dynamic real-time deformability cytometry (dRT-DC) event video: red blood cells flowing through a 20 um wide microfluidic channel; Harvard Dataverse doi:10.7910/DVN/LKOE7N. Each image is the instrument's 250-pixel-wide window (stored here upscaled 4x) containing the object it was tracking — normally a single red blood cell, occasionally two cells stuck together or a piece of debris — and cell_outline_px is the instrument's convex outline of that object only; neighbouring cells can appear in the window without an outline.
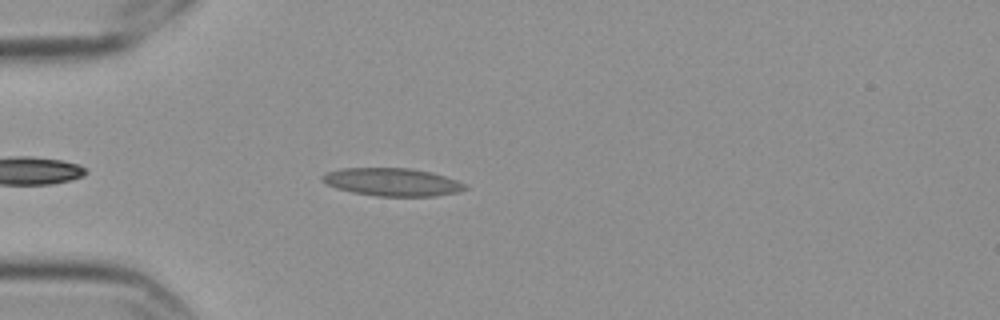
{"species": "Egyptian fruit bat (a non-hibernating species)", "species_latin": "Rousettus aegyptiacus", "temperature_condition": "cold", "stored_images_in_passage": 4, "camera_frame_rate_fps": 3000, "um_per_image_px": 0.085, "frame": {"image": 1, "passage_image": 4, "time_ms": 1.0, "image_size_px": [1000, 320], "cell_outline_px": [[468, 188], [460, 192], [436, 196], [376, 196], [352, 192], [336, 188], [328, 184], [320, 176], [328, 172], [340, 168], [412, 168], [432, 172], [468, 184]], "centroid_in_image_um": [33.4, 15.47], "position_along_channel_um": 51.6, "area_um2": 23.29}}